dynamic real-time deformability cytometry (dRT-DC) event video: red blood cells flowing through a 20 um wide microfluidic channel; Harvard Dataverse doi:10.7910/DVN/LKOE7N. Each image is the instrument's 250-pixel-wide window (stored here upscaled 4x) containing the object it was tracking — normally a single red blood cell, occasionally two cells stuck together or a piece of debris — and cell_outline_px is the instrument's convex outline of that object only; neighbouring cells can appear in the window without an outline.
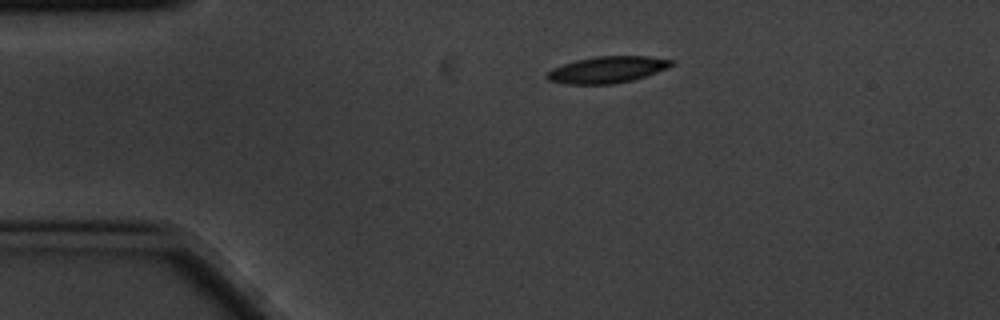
{"species": "common noctule bat (a hibernating species)", "species_latin": "Nyctalus noctula", "temperature_condition": "cold", "stored_images_in_passage": 3, "camera_frame_rate_fps": 3000, "um_per_image_px": 0.085, "animal": {"sex": "male", "body_mass_g": 20.1, "forearm_length_mm": 53.5}, "frame": {"image": 1, "passage_image": 1, "time_ms": 0.0, "image_size_px": [1000, 320], "cell_outline_px": [[672, 64], [668, 68], [632, 80], [612, 84], [564, 84], [548, 80], [544, 76], [552, 68], [576, 60], [596, 56], [648, 56], [672, 60]], "centroid_in_image_um": [51.57, 5.92], "position_along_channel_um": 33.4, "area_um2": 19.13}}
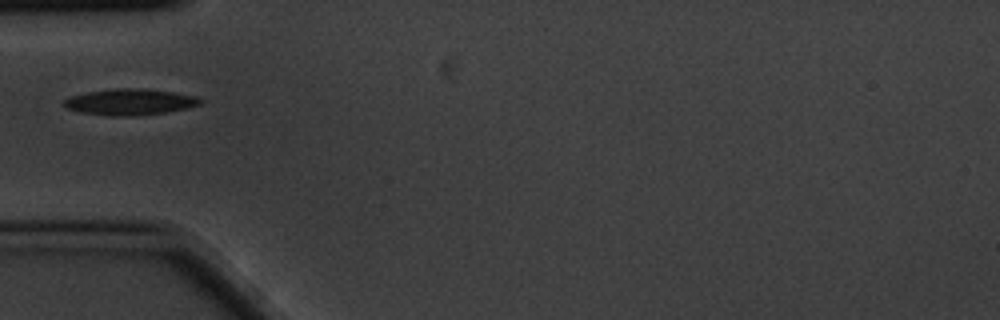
{"frame": {"image": 2, "passage_image": 3, "time_ms": 0.667, "image_size_px": [1000, 320], "cell_outline_px": [[204, 100], [200, 104], [184, 108], [164, 112], [136, 116], [112, 116], [80, 112], [64, 108], [60, 104], [68, 96], [88, 92], [116, 88], [144, 88], [172, 92], [196, 96]], "centroid_in_image_um": [10.97, 8.66], "position_along_channel_um": 74.0, "area_um2": 20.87}}